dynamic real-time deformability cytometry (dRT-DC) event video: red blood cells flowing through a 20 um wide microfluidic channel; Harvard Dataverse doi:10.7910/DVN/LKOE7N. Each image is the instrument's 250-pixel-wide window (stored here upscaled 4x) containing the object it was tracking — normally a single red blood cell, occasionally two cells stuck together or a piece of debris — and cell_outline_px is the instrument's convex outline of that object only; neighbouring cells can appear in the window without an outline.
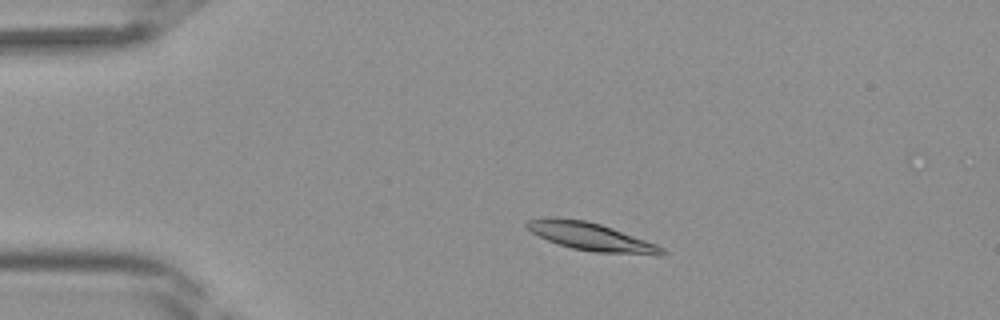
{"species": "Egyptian fruit bat (a non-hibernating species)", "species_latin": "Rousettus aegyptiacus", "temperature_condition": "room temperature", "stored_images_in_passage": 41, "camera_frame_rate_fps": 3000, "um_per_image_px": 0.085, "frame": {"image": 1, "passage_image": 7, "time_ms": 2.0, "image_size_px": [1000, 320], "cell_outline_px": [[668, 252], [660, 256], [656, 256], [596, 252], [572, 248], [548, 240], [532, 232], [524, 224], [528, 220], [552, 216], [556, 216], [584, 220], [600, 224], [612, 228], [656, 244], [664, 248]], "centroid_in_image_um": [50.28, 20.12], "position_along_channel_um": 34.7, "area_um2": 22.02}}
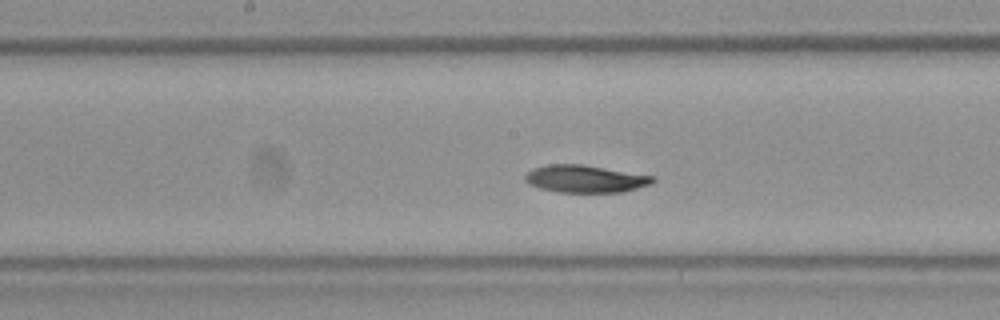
{"frame": {"image": 2, "passage_image": 20, "time_ms": 6.333, "image_size_px": [1000, 320], "cell_outline_px": [[656, 180], [652, 184], [620, 192], [556, 192], [540, 188], [528, 184], [524, 180], [524, 176], [532, 168], [548, 164], [580, 164], [656, 176]], "centroid_in_image_um": [49.73, 15.2], "position_along_channel_um": 198.5, "area_um2": 20.46}}
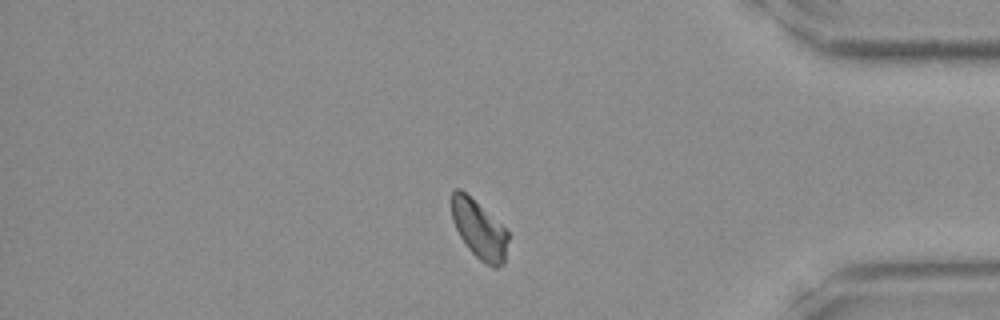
{"frame": {"image": 3, "passage_image": 34, "time_ms": 11.0, "image_size_px": [1000, 320], "cell_outline_px": [[508, 240], [504, 264], [496, 268], [480, 260], [468, 248], [460, 236], [452, 220], [452, 192], [456, 188], [460, 188], [500, 224], [508, 232]], "centroid_in_image_um": [40.72, 19.53], "position_along_channel_um": 394.5, "area_um2": 18.73}}